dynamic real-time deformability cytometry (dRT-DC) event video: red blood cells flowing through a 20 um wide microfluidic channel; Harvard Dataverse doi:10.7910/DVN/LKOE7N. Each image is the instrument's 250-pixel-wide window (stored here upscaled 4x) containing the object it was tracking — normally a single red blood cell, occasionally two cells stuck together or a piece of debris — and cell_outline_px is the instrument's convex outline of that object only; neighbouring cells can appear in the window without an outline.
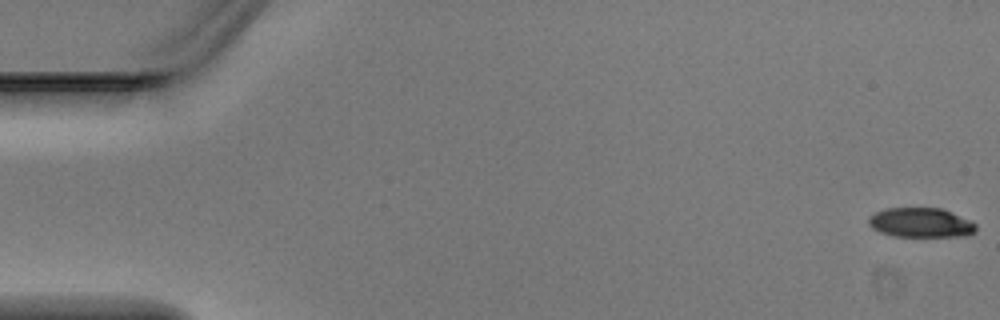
{"species": "Egyptian fruit bat (a non-hibernating species)", "species_latin": "Rousettus aegyptiacus", "temperature_condition": "warm", "stored_images_in_passage": 2, "camera_frame_rate_fps": 3000, "um_per_image_px": 0.085, "animal": {"sex": "male"}, "frame": {"image": 1, "passage_image": 1, "time_ms": 0.0, "image_size_px": [1000, 320], "cell_outline_px": [[976, 232], [968, 236], [892, 236], [880, 232], [872, 228], [868, 224], [868, 216], [884, 208], [944, 208], [972, 220], [976, 224]], "centroid_in_image_um": [78.3, 18.92], "position_along_channel_um": 6.7, "area_um2": 18.84}}